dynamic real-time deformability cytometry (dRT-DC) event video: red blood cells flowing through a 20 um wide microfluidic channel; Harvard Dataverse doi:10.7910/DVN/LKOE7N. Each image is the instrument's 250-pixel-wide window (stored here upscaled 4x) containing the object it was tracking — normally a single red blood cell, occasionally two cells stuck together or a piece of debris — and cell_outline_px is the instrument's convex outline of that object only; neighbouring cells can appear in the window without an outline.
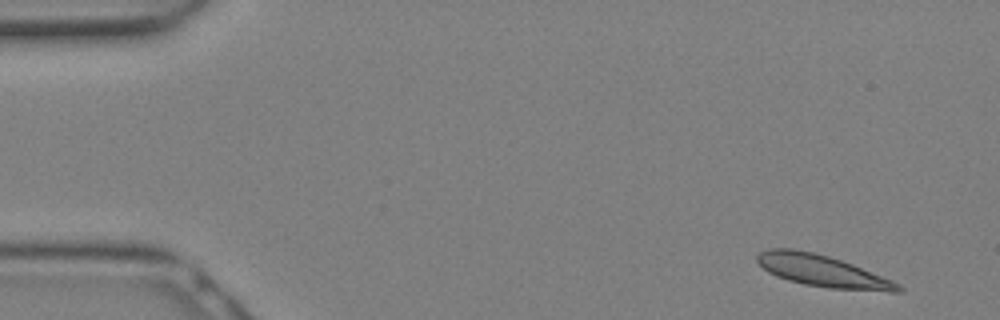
{"species": "Egyptian fruit bat (a non-hibernating species)", "species_latin": "Rousettus aegyptiacus", "temperature_condition": "warm", "stored_images_in_passage": 11, "camera_frame_rate_fps": 3000, "um_per_image_px": 0.085, "animal": {"sex": "female"}, "frame": {"image": 1, "passage_image": 1, "time_ms": 0.0, "image_size_px": [1000, 320], "cell_outline_px": [[904, 292], [892, 292], [828, 288], [804, 284], [788, 280], [776, 276], [768, 272], [756, 260], [756, 256], [760, 252], [768, 248], [792, 248], [812, 252], [828, 256], [852, 264], [892, 280], [900, 284], [904, 288]], "centroid_in_image_um": [69.92, 23.04], "position_along_channel_um": 15.1, "area_um2": 26.07}}
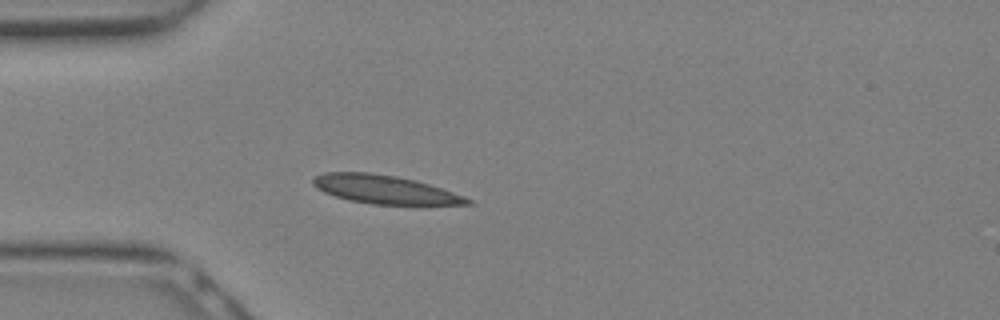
{"frame": {"image": 2, "passage_image": 7, "time_ms": 2.0, "image_size_px": [1000, 320], "cell_outline_px": [[476, 204], [424, 208], [420, 208], [372, 204], [348, 200], [324, 192], [316, 188], [312, 184], [312, 176], [324, 172], [368, 172], [396, 176], [416, 180], [476, 200]], "centroid_in_image_um": [32.86, 16.17], "position_along_channel_um": 52.1, "area_um2": 27.17}}
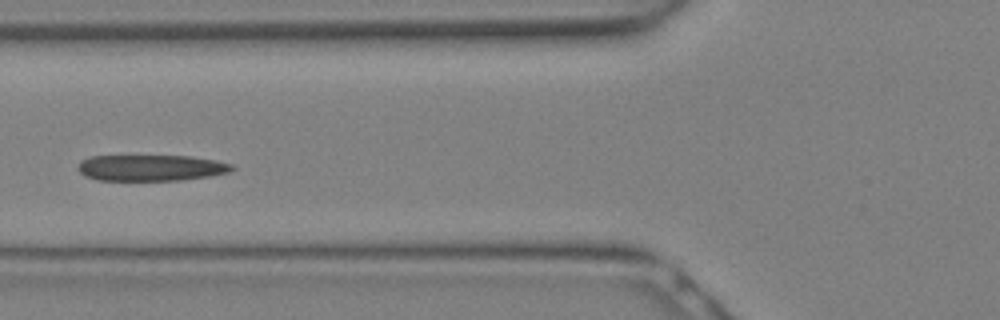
{"frame": {"image": 3, "passage_image": 10, "time_ms": 3.0, "image_size_px": [1000, 320], "cell_outline_px": [[236, 168], [228, 172], [208, 176], [180, 180], [96, 180], [84, 176], [76, 168], [80, 160], [88, 156], [192, 156], [216, 160], [232, 164]], "centroid_in_image_um": [12.79, 14.26], "position_along_channel_um": 113.0, "area_um2": 23.58}}